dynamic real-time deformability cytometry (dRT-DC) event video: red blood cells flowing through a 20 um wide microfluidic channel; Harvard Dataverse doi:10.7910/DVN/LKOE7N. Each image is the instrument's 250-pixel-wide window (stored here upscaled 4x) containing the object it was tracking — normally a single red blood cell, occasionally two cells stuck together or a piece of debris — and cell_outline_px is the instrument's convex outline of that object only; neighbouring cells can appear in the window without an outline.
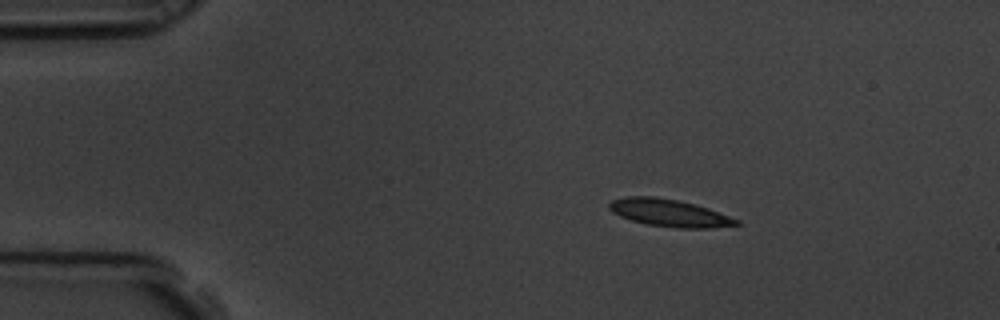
{"species": "common noctule bat (a hibernating species)", "species_latin": "Nyctalus noctula", "temperature_condition": "room temperature", "stored_images_in_passage": 11, "camera_frame_rate_fps": 3000, "um_per_image_px": 0.085, "animal": {"sex": "male", "body_mass_g": 19.5, "forearm_length_mm": 54.6}, "frame": {"image": 1, "passage_image": 2, "time_ms": 0.333, "image_size_px": [1000, 320], "cell_outline_px": [[740, 224], [712, 228], [676, 228], [648, 224], [632, 220], [620, 216], [612, 212], [608, 208], [608, 204], [612, 200], [624, 196], [656, 196], [696, 204], [708, 208], [740, 220]], "centroid_in_image_um": [56.88, 18.09], "position_along_channel_um": 28.1, "area_um2": 20.29}}
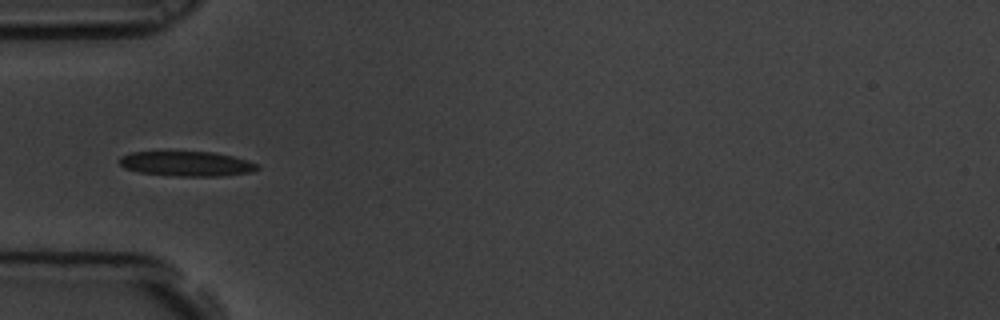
{"frame": {"image": 2, "passage_image": 4, "time_ms": 1.0, "image_size_px": [1000, 320], "cell_outline_px": [[260, 168], [252, 172], [220, 176], [172, 176], [140, 172], [124, 168], [120, 164], [120, 156], [132, 152], [212, 152], [232, 156], [248, 160], [260, 164]], "centroid_in_image_um": [15.9, 13.92], "position_along_channel_um": 69.1, "area_um2": 20.0}}
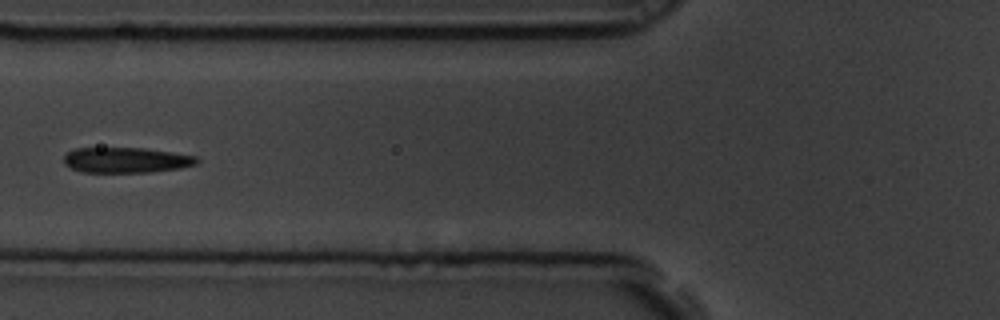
{"frame": {"image": 3, "passage_image": 5, "time_ms": 1.333, "image_size_px": [1000, 320], "cell_outline_px": [[200, 160], [196, 164], [180, 168], [152, 172], [80, 172], [64, 164], [64, 156], [68, 152], [76, 148], [144, 148], [172, 152], [196, 156]], "centroid_in_image_um": [10.73, 13.61], "position_along_channel_um": 115.1, "area_um2": 19.71}}